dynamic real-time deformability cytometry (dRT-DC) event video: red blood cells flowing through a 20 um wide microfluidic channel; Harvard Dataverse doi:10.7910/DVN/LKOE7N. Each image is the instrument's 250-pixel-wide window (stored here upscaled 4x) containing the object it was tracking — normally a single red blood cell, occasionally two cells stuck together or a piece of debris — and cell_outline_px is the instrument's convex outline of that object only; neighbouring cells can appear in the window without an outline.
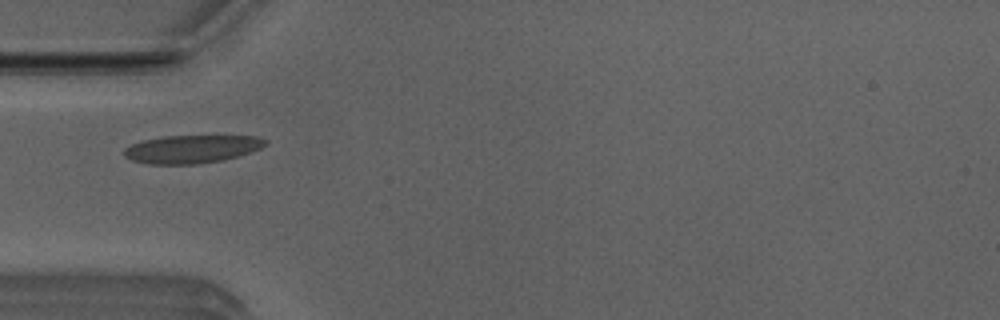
{"species": "Egyptian fruit bat (a non-hibernating species)", "species_latin": "Rousettus aegyptiacus", "temperature_condition": "room temperature", "stored_images_in_passage": 19, "camera_frame_rate_fps": 3000, "um_per_image_px": 0.085, "animal": {"sex": "male"}, "frame": {"image": 1, "passage_image": 1, "time_ms": 0.0, "image_size_px": [1000, 320], "cell_outline_px": [[268, 144], [260, 148], [224, 160], [196, 164], [148, 164], [132, 160], [124, 156], [124, 148], [140, 140], [164, 136], [260, 136], [268, 140]], "centroid_in_image_um": [16.29, 12.66], "position_along_channel_um": 68.7, "area_um2": 23.12}}